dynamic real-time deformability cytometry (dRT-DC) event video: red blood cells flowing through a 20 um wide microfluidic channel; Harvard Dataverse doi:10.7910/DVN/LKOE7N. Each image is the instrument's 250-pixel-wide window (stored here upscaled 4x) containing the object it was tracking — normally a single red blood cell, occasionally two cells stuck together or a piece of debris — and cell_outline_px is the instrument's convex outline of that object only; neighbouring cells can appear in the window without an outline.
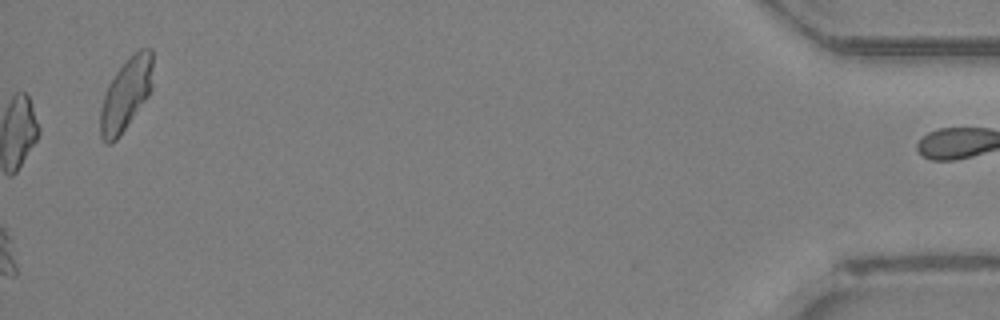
{"species": "Egyptian fruit bat (a non-hibernating species)", "species_latin": "Rousettus aegyptiacus", "temperature_condition": "room temperature", "stored_images_in_passage": 35, "camera_frame_rate_fps": 3000, "um_per_image_px": 0.085, "animal": {"sex": "female"}, "frame": {"image": 1, "passage_image": 35, "time_ms": 11.333, "image_size_px": [1000, 320], "cell_outline_px": [[152, 88], [148, 96], [120, 136], [112, 144], [104, 144], [100, 136], [100, 108], [108, 84], [116, 72], [140, 48], [152, 48]], "centroid_in_image_um": [10.69, 8.07], "position_along_channel_um": 424.5, "area_um2": 21.96}}